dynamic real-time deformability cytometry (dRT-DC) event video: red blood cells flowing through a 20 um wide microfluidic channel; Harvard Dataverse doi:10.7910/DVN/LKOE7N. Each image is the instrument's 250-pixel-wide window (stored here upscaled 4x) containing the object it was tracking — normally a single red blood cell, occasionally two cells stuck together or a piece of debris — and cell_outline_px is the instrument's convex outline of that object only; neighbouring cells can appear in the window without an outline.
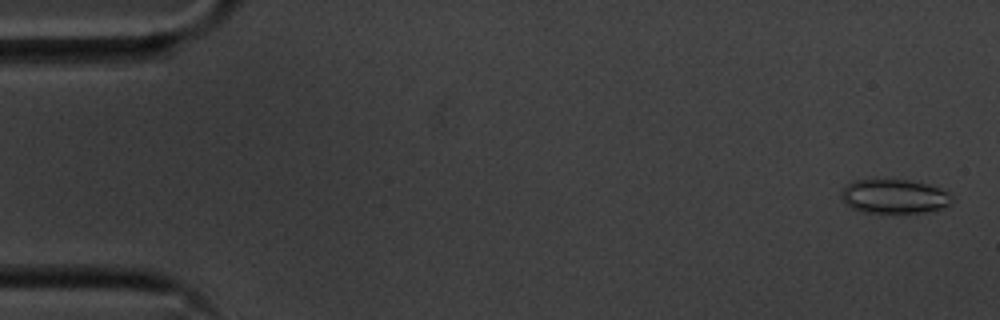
{"species": "common noctule bat (a hibernating species)", "species_latin": "Nyctalus noctula", "temperature_condition": "cold", "stored_images_in_passage": 55, "camera_frame_rate_fps": 3000, "um_per_image_px": 0.085, "animal": {"sex": "male", "body_mass_g": 20.1, "forearm_length_mm": 53.5}, "frame": {"image": 1, "passage_image": 2, "time_ms": 0.333, "image_size_px": [1000, 320], "cell_outline_px": [[952, 200], [944, 208], [932, 212], [864, 212], [852, 208], [840, 196], [840, 192], [848, 184], [856, 180], [908, 180], [928, 184], [940, 188], [948, 192]], "centroid_in_image_um": [76.04, 16.69], "position_along_channel_um": 9.0, "area_um2": 21.79}}
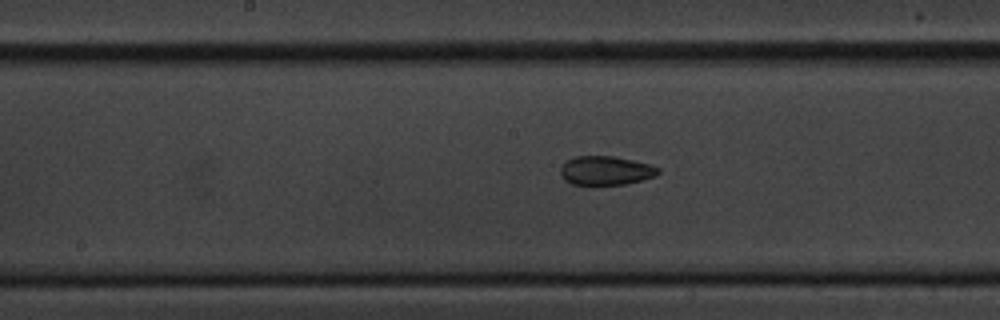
{"frame": {"image": 2, "passage_image": 28, "time_ms": 9.0, "image_size_px": [1000, 320], "cell_outline_px": [[660, 172], [656, 176], [624, 184], [572, 184], [564, 180], [560, 172], [560, 168], [568, 160], [576, 156], [612, 156], [652, 164], [660, 168]], "centroid_in_image_um": [51.52, 14.49], "position_along_channel_um": 196.7, "area_um2": 16.36}}
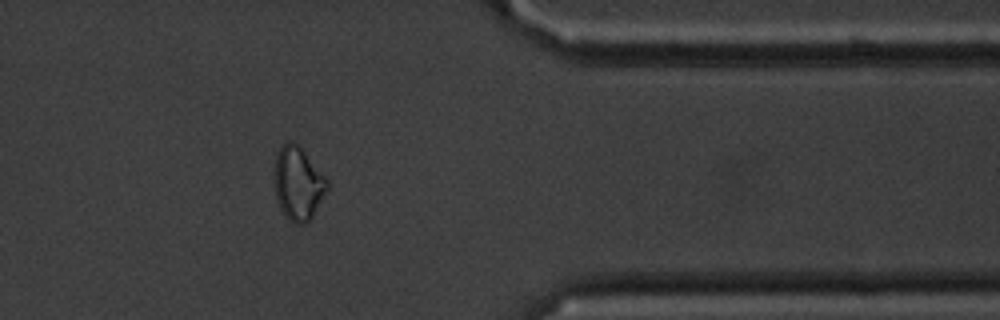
{"frame": {"image": 3, "passage_image": 45, "time_ms": 14.667, "image_size_px": [1000, 320], "cell_outline_px": [[328, 188], [312, 216], [304, 224], [292, 224], [288, 220], [280, 208], [276, 196], [272, 176], [276, 156], [280, 148], [288, 140], [296, 144], [304, 152], [328, 180]], "centroid_in_image_um": [25.29, 15.61], "position_along_channel_um": 386.1, "area_um2": 22.43}, "authors_computed_cell_mechanics": {"area_um2": 19.0162, "velocity_mm_per_s": 3.6221, "shape_relaxation_time_tau1_ms": 10.0664, "shape_relaxation_time_tau2_ms": 2.07, "deformation_change_tau1": 0.1225, "deformation_change_tau2": 0.0691}}